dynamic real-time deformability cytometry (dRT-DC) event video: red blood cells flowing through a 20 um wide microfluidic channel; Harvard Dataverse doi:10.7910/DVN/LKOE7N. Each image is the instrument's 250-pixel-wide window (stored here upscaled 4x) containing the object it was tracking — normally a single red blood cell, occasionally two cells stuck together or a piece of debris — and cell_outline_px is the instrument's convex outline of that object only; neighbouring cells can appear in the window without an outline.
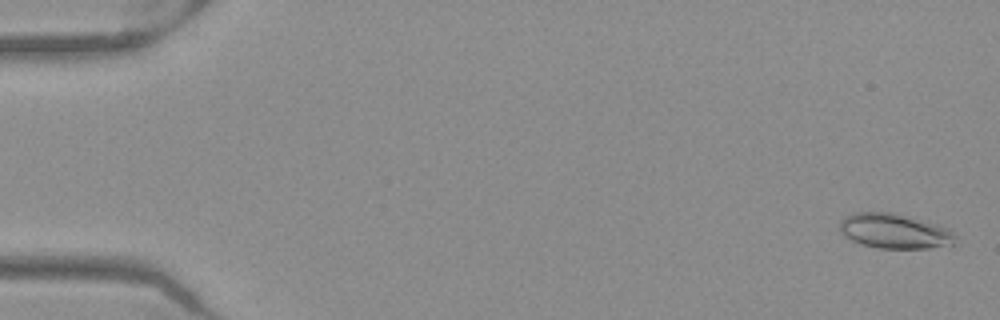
{"species": "Egyptian fruit bat (a non-hibernating species)", "species_latin": "Rousettus aegyptiacus", "temperature_condition": "warm", "stored_images_in_passage": 53, "camera_frame_rate_fps": 3000, "um_per_image_px": 0.085, "frame": {"image": 1, "passage_image": 2, "time_ms": 0.333, "image_size_px": [1000, 320], "cell_outline_px": [[956, 236], [952, 244], [928, 248], [880, 248], [864, 244], [852, 240], [844, 236], [840, 232], [840, 220], [844, 216], [852, 212], [892, 212], [936, 224], [948, 228]], "centroid_in_image_um": [75.98, 19.63], "position_along_channel_um": 9.0, "area_um2": 23.29}}
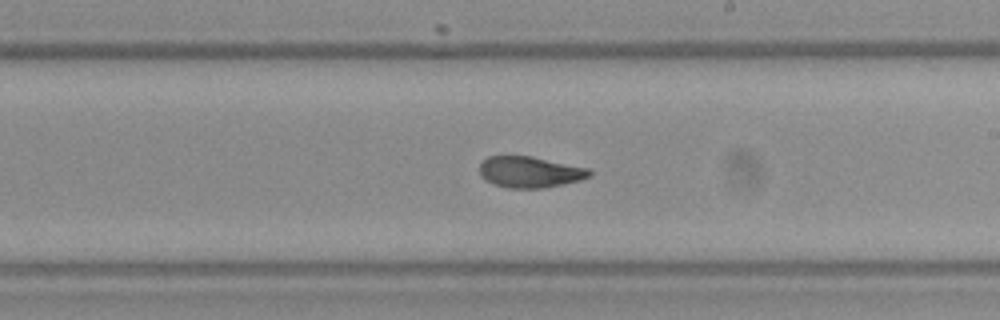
{"frame": {"image": 2, "passage_image": 31, "time_ms": 10.0, "image_size_px": [1000, 320], "cell_outline_px": [[592, 176], [580, 180], [544, 188], [508, 188], [492, 184], [480, 176], [480, 164], [488, 156], [532, 156], [588, 168], [592, 172]], "centroid_in_image_um": [45.04, 14.62], "position_along_channel_um": 244.0, "area_um2": 20.0}}
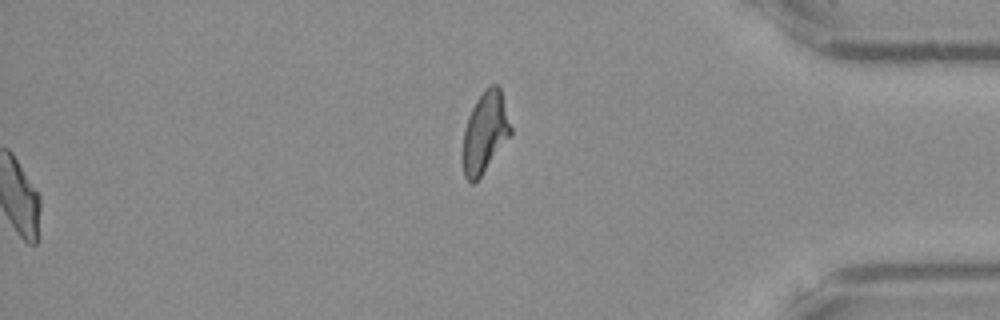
{"frame": {"image": 3, "passage_image": 53, "time_ms": 17.333, "image_size_px": [1000, 320], "cell_outline_px": [[512, 132], [480, 176], [472, 184], [464, 176], [460, 156], [464, 132], [468, 116], [476, 100], [484, 88], [492, 84], [496, 84], [500, 88], [512, 128]], "centroid_in_image_um": [41.18, 11.24], "position_along_channel_um": 394.0, "area_um2": 22.54}, "authors_computed_cell_mechanics": {"area_um2": 20.6924, "velocity_mm_per_s": 3.9697, "shape_relaxation_time_tau1_ms": null, "shape_relaxation_time_tau2_ms": 1.5009, "deformation_change_tau1": null, "deformation_change_tau2": 0.0622}}